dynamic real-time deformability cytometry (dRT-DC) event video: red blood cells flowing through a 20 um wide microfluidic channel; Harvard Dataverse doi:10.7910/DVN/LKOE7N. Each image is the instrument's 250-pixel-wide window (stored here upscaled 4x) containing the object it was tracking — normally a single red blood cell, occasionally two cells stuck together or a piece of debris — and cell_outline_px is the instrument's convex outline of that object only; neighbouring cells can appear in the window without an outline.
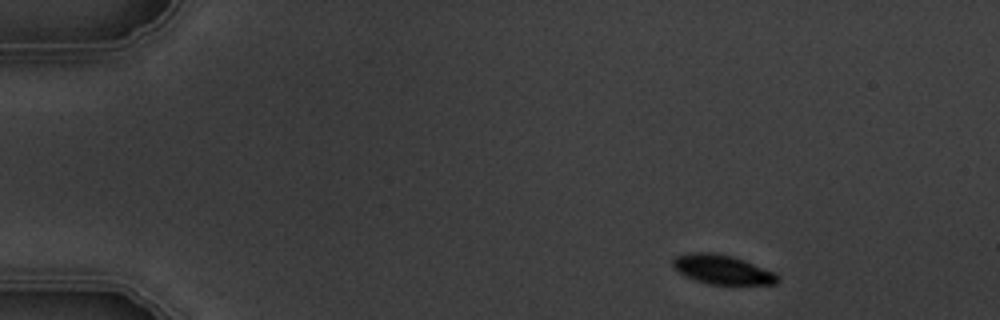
{"species": "common noctule bat (a hibernating species)", "species_latin": "Nyctalus noctula", "temperature_condition": "warm", "stored_images_in_passage": 3, "camera_frame_rate_fps": 3000, "um_per_image_px": 0.085, "animal": {"sex": "male", "body_mass_g": 19.5, "forearm_length_mm": 54.6}, "frame": {"image": 1, "passage_image": 1, "time_ms": 0.0, "image_size_px": [1000, 320], "cell_outline_px": [[776, 284], [708, 284], [684, 276], [672, 264], [672, 260], [676, 256], [688, 252], [716, 252], [732, 256], [744, 260], [772, 272], [776, 276]], "centroid_in_image_um": [61.31, 22.89], "position_along_channel_um": 23.7, "area_um2": 17.57}}
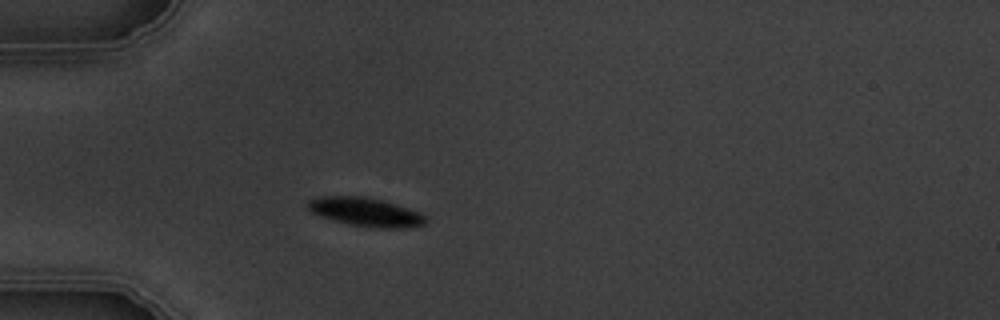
{"frame": {"image": 2, "passage_image": 3, "time_ms": 3.0, "image_size_px": [1000, 320], "cell_outline_px": [[428, 220], [424, 224], [408, 228], [380, 228], [348, 224], [320, 216], [312, 212], [304, 204], [308, 200], [320, 196], [364, 196], [384, 200], [420, 212]], "centroid_in_image_um": [31.07, 18.01], "position_along_channel_um": 53.9, "area_um2": 19.83}}